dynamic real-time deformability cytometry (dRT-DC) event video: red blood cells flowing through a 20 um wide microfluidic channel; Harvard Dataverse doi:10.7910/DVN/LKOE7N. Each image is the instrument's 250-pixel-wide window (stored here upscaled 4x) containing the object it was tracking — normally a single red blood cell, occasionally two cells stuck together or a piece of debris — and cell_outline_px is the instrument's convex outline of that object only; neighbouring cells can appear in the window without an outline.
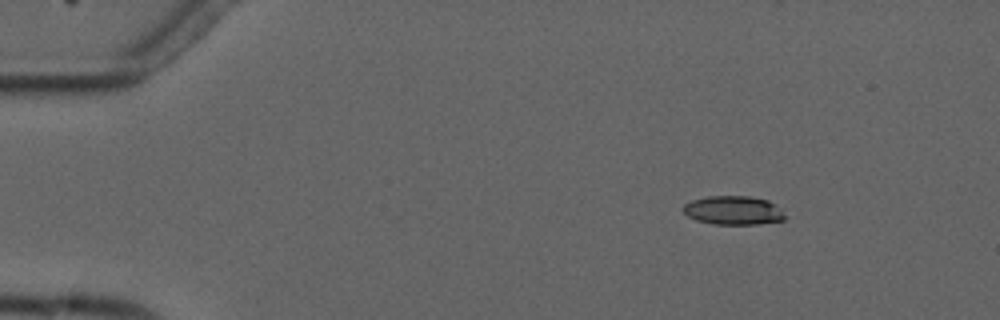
{"species": "common noctule bat (a hibernating species)", "species_latin": "Nyctalus noctula", "temperature_condition": "cold", "stored_images_in_passage": 5, "camera_frame_rate_fps": 3000, "um_per_image_px": 0.085, "animal": {"sex": "male", "forearm_length_mm": 52.5}, "frame": {"image": 1, "passage_image": 1, "time_ms": 0.0, "image_size_px": [1000, 320], "cell_outline_px": [[784, 220], [756, 224], [712, 224], [696, 220], [688, 216], [684, 212], [684, 204], [692, 200], [708, 196], [748, 196], [768, 200], [776, 204], [784, 216]], "centroid_in_image_um": [62.32, 17.88], "position_along_channel_um": 22.7, "area_um2": 16.94}}
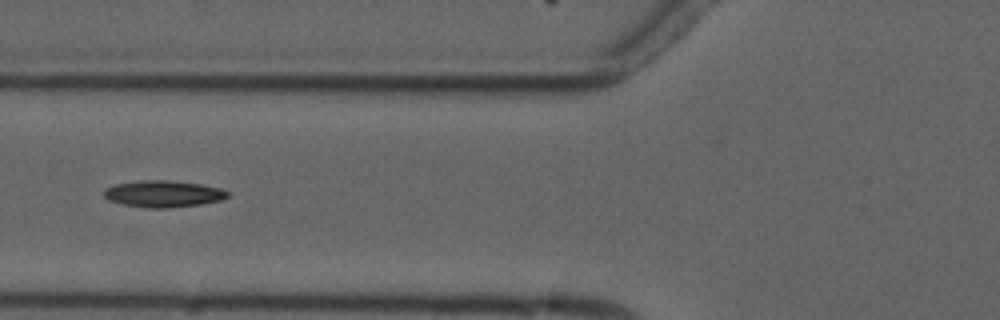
{"frame": {"image": 2, "passage_image": 5, "time_ms": 4.667, "image_size_px": [1000, 320], "cell_outline_px": [[228, 196], [220, 200], [200, 204], [168, 208], [148, 208], [124, 204], [108, 200], [104, 196], [104, 188], [116, 184], [140, 180], [172, 180], [200, 184], [220, 188], [228, 192]], "centroid_in_image_um": [13.85, 16.47], "position_along_channel_um": 111.9, "area_um2": 19.13}}